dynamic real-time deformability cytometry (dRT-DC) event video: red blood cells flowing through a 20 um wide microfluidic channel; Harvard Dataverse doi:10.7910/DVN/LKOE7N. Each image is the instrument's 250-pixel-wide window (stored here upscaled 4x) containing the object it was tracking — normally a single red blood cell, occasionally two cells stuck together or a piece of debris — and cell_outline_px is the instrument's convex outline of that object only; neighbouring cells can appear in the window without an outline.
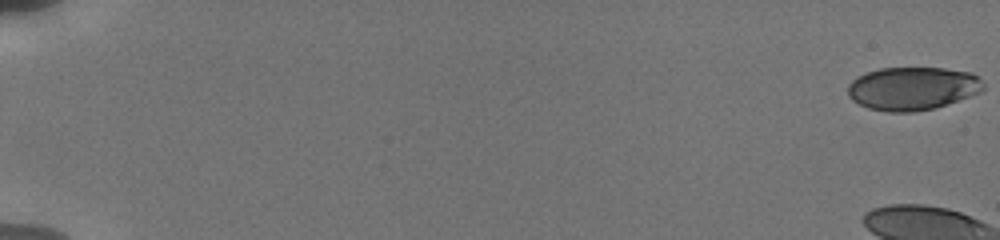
{"species": "human", "species_latin": "Homo sapiens", "temperature_condition": "cold", "stored_images_in_passage": 71, "camera_frame_rate_fps": 3000, "um_per_image_px": 0.085, "donor": {"sex": "male"}, "frame": {"image": 1, "passage_image": 1, "time_ms": 0.0, "image_size_px": [1000, 240], "cell_outline_px": [[984, 88], [980, 92], [936, 108], [912, 112], [888, 112], [868, 108], [852, 100], [848, 96], [848, 84], [856, 76], [880, 68], [944, 68], [972, 72], [984, 84]], "centroid_in_image_um": [77.55, 7.52], "position_along_channel_um": 7.5, "area_um2": 34.16}}
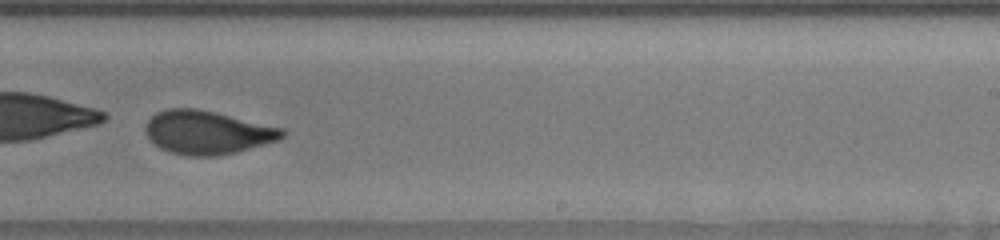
{"frame": {"image": 2, "passage_image": 57, "time_ms": 12.667, "image_size_px": [1000, 240], "cell_outline_px": [[288, 132], [280, 140], [236, 152], [216, 156], [188, 156], [168, 152], [160, 148], [148, 136], [144, 128], [148, 120], [156, 112], [168, 108], [196, 108], [216, 112], [284, 128]], "centroid_in_image_um": [17.65, 11.25], "position_along_channel_um": 271.3, "area_um2": 34.85}}
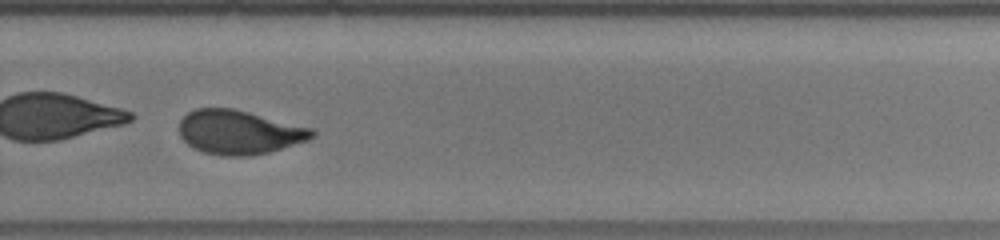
{"frame": {"image": 3, "passage_image": 62, "time_ms": 13.667, "image_size_px": [1000, 240], "cell_outline_px": [[316, 132], [308, 140], [268, 152], [252, 156], [220, 156], [204, 152], [192, 148], [180, 136], [180, 120], [188, 112], [196, 108], [232, 108], [312, 128]], "centroid_in_image_um": [20.29, 11.24], "position_along_channel_um": 309.5, "area_um2": 33.93}, "authors_computed_cell_mechanics": {"area_um2": 34.8534, "velocity_mm_per_s": 3.8116, "shape_relaxation_time_tau1_ms": 2.2539, "shape_relaxation_time_tau2_ms": 1.1979, "deformation_change_tau1": 0.2748, "deformation_change_tau2": 0.0795}}